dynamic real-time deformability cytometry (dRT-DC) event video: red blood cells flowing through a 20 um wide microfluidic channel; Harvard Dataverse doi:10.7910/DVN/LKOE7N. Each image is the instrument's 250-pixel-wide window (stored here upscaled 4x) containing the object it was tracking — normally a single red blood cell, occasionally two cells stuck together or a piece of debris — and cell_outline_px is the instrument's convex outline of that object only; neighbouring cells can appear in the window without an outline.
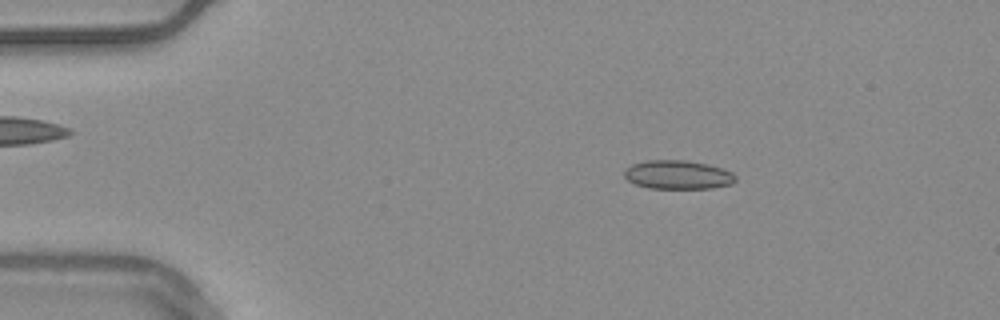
{"species": "common noctule bat (a hibernating species)", "species_latin": "Nyctalus noctula", "temperature_condition": "warm", "stored_images_in_passage": 54, "camera_frame_rate_fps": 3000, "um_per_image_px": 0.085, "animal": {"sex": "male", "body_mass_g": 20.4}, "frame": {"image": 1, "passage_image": 9, "time_ms": 2.667, "image_size_px": [1000, 320], "cell_outline_px": [[736, 180], [732, 184], [712, 188], [648, 188], [636, 184], [628, 180], [624, 176], [624, 172], [632, 164], [648, 160], [684, 160], [708, 164], [732, 172], [736, 176]], "centroid_in_image_um": [57.64, 14.85], "position_along_channel_um": 27.4, "area_um2": 18.55}}
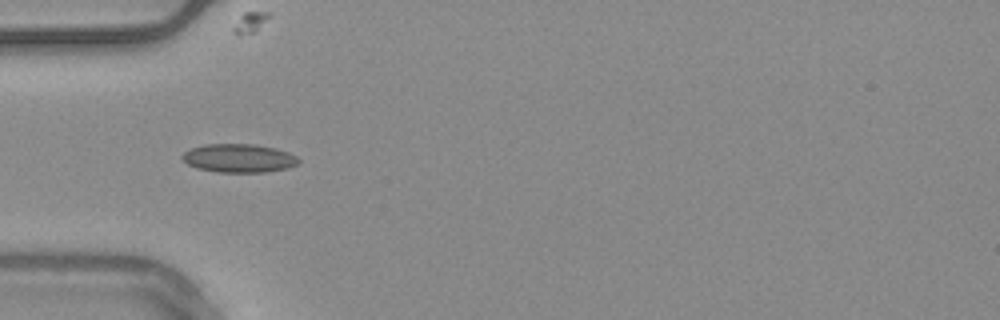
{"frame": {"image": 2, "passage_image": 17, "time_ms": 5.333, "image_size_px": [1000, 320], "cell_outline_px": [[300, 164], [288, 168], [264, 172], [216, 172], [196, 168], [188, 164], [180, 156], [184, 152], [192, 148], [204, 144], [256, 144], [276, 148], [288, 152], [296, 156], [300, 160]], "centroid_in_image_um": [20.32, 13.44], "position_along_channel_um": 64.7, "area_um2": 19.48}}
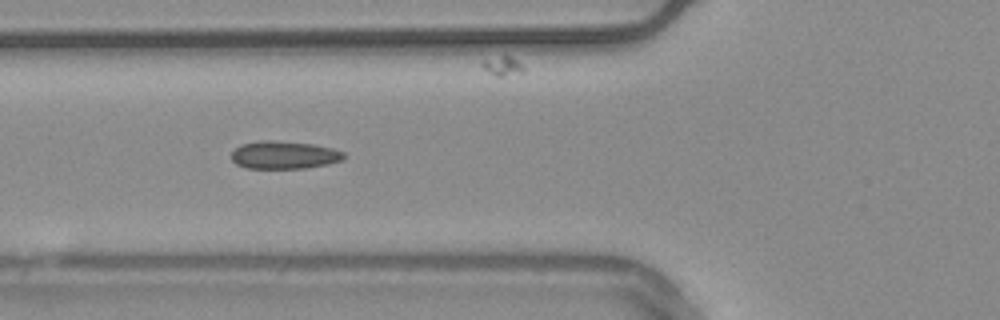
{"frame": {"image": 3, "passage_image": 20, "time_ms": 6.333, "image_size_px": [1000, 320], "cell_outline_px": [[344, 156], [340, 160], [328, 164], [304, 168], [244, 168], [236, 164], [232, 160], [232, 152], [240, 144], [260, 140], [272, 140], [312, 144], [332, 148], [344, 152]], "centroid_in_image_um": [24.11, 13.17], "position_along_channel_um": 101.7, "area_um2": 18.15}, "authors_computed_cell_mechanics": {"area_um2": 17.8602, "velocity_mm_per_s": 3.7539, "shape_relaxation_time_tau1_ms": null, "shape_relaxation_time_tau2_ms": 2.3337, "deformation_change_tau1": null, "deformation_change_tau2": 0.0942}}